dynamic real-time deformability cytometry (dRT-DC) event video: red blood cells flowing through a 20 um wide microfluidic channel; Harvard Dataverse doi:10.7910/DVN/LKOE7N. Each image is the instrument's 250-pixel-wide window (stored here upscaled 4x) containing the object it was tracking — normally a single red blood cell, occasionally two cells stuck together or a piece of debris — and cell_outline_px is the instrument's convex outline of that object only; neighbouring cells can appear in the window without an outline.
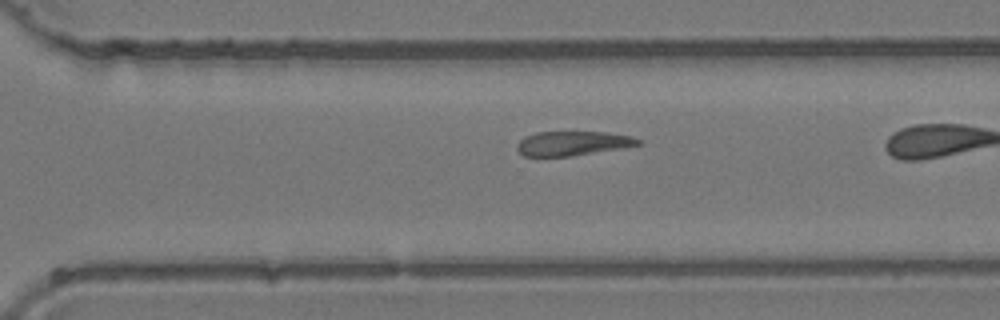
{"species": "common noctule bat (a hibernating species)", "species_latin": "Nyctalus noctula", "temperature_condition": "room temperature", "stored_images_in_passage": 30, "camera_frame_rate_fps": 3000, "um_per_image_px": 0.085, "animal": {"sex": "female", "body_mass_g": 24.6, "forearm_length_mm": 56.2}, "frame": {"image": 1, "passage_image": 26, "time_ms": 8.333, "image_size_px": [1000, 320], "cell_outline_px": [[640, 144], [620, 148], [572, 156], [524, 156], [516, 148], [516, 144], [524, 136], [536, 132], [608, 132], [632, 136], [640, 140]], "centroid_in_image_um": [48.64, 12.18], "position_along_channel_um": 322.0, "area_um2": 17.11}}